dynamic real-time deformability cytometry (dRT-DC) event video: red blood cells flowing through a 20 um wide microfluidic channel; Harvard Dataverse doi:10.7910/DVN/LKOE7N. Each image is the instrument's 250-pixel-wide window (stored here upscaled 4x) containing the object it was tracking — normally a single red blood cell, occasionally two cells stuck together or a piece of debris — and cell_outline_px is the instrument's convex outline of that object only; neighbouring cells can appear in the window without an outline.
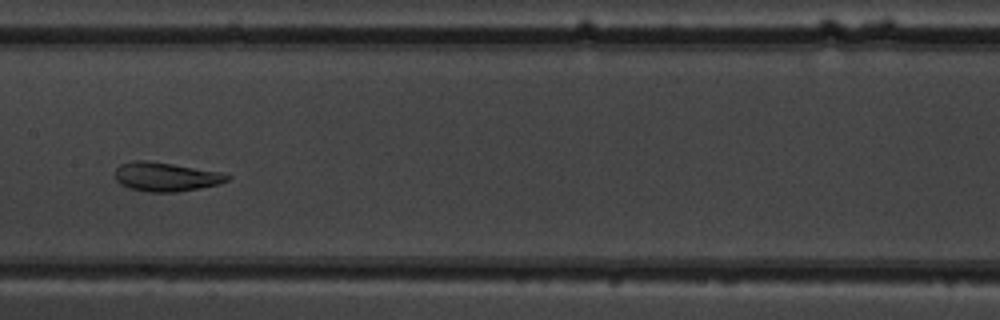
{"species": "common noctule bat (a hibernating species)", "species_latin": "Nyctalus noctula", "temperature_condition": "warm", "stored_images_in_passage": 7, "camera_frame_rate_fps": 3000, "um_per_image_px": 0.085, "animal": {"sex": "male", "body_mass_g": 19.5, "forearm_length_mm": 54.6}, "frame": {"image": 1, "passage_image": 7, "time_ms": 7.0, "image_size_px": [1000, 320], "cell_outline_px": [[232, 176], [228, 180], [216, 184], [200, 188], [176, 192], [148, 192], [128, 188], [120, 184], [116, 180], [116, 168], [120, 164], [136, 160], [148, 160], [220, 172]], "centroid_in_image_um": [14.06, 15.03], "position_along_channel_um": 193.3, "area_um2": 18.84}}